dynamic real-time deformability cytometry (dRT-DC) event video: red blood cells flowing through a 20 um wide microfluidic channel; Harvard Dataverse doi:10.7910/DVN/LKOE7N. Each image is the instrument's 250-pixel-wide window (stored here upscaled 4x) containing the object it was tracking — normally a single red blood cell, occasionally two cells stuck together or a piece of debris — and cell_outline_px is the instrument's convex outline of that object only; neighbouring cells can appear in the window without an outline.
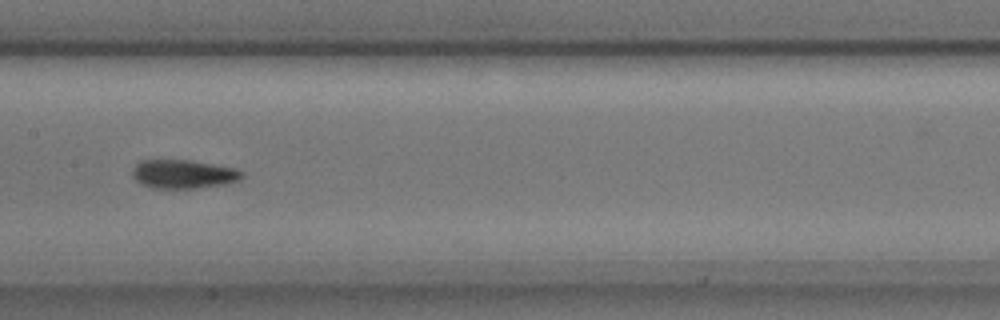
{"species": "common noctule bat (a hibernating species)", "species_latin": "Nyctalus noctula", "temperature_condition": "cold", "stored_images_in_passage": 12, "camera_frame_rate_fps": 3000, "um_per_image_px": 0.085, "animal": {"sex": "male", "body_mass_g": 17.9, "forearm_length_mm": 54.2}, "frame": {"image": 1, "passage_image": 6, "time_ms": 1.667, "image_size_px": [1000, 320], "cell_outline_px": [[244, 176], [240, 180], [224, 184], [196, 188], [152, 188], [140, 184], [132, 176], [132, 172], [136, 164], [140, 160], [192, 160], [232, 168], [244, 172]], "centroid_in_image_um": [15.57, 14.8], "position_along_channel_um": 191.8, "area_um2": 18.32}}
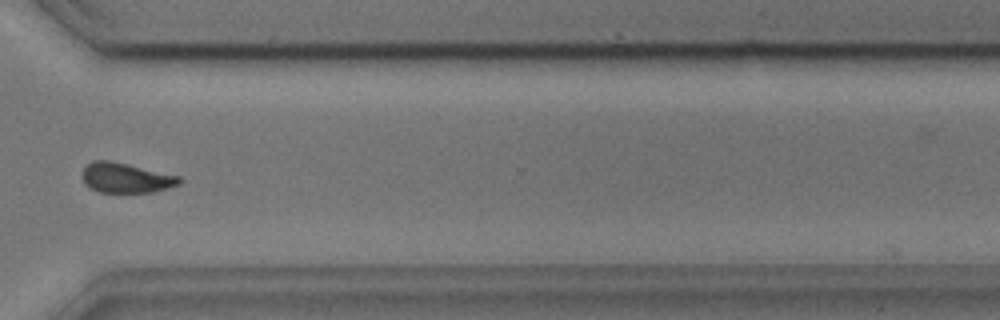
{"frame": {"image": 2, "passage_image": 10, "time_ms": 3.0, "image_size_px": [1000, 320], "cell_outline_px": [[184, 180], [180, 184], [152, 192], [100, 192], [84, 184], [80, 176], [80, 172], [84, 164], [92, 160], [108, 160], [128, 164], [180, 176]], "centroid_in_image_um": [10.64, 15.1], "position_along_channel_um": 360.0, "area_um2": 17.22}}
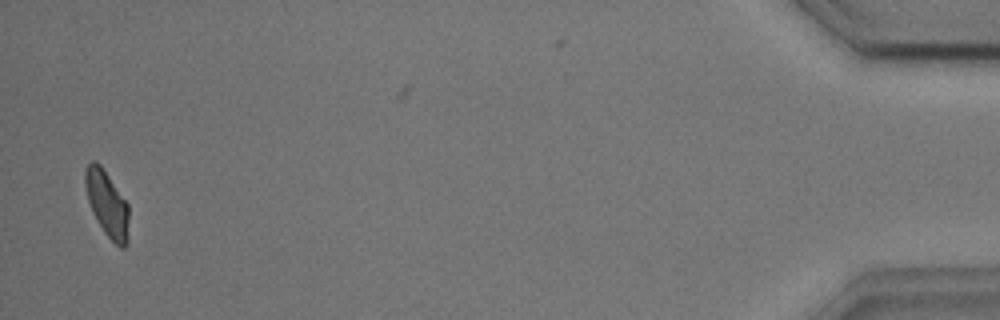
{"frame": {"image": 3, "passage_image": 12, "time_ms": 3.667, "image_size_px": [1000, 320], "cell_outline_px": [[128, 240], [124, 248], [120, 248], [104, 232], [92, 212], [88, 200], [84, 184], [84, 172], [88, 164], [92, 160], [96, 160], [100, 164], [128, 204]], "centroid_in_image_um": [9.09, 17.31], "position_along_channel_um": 426.1, "area_um2": 16.65}}